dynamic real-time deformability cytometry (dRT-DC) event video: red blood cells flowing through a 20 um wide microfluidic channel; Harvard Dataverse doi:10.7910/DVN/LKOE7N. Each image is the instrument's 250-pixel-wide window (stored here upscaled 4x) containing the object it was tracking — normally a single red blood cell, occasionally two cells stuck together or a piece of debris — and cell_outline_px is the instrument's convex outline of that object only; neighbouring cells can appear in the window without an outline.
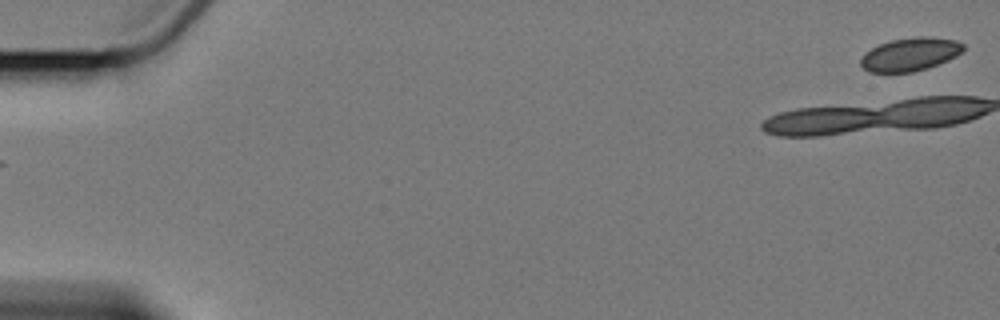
{"species": "Egyptian fruit bat (a non-hibernating species)", "species_latin": "Rousettus aegyptiacus", "temperature_condition": "cold", "stored_images_in_passage": 8, "camera_frame_rate_fps": 3000, "um_per_image_px": 0.085, "animal": {"sex": "female"}, "frame": {"image": 1, "passage_image": 1, "time_ms": 0.0, "image_size_px": [1000, 320], "cell_outline_px": [[964, 48], [956, 56], [948, 60], [928, 68], [912, 72], [868, 72], [860, 64], [860, 56], [864, 52], [880, 44], [892, 40], [916, 36], [928, 36], [956, 40], [964, 44]], "centroid_in_image_um": [77.34, 4.61], "position_along_channel_um": 7.7, "area_um2": 19.94}}